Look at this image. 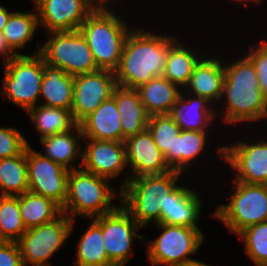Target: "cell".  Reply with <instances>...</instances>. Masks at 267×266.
I'll return each instance as SVG.
<instances>
[{"label":"cell","instance_id":"1","mask_svg":"<svg viewBox=\"0 0 267 266\" xmlns=\"http://www.w3.org/2000/svg\"><path fill=\"white\" fill-rule=\"evenodd\" d=\"M127 36L118 69L116 84L137 89L152 78L162 76L168 57V43L174 38L142 28L131 29Z\"/></svg>","mask_w":267,"mask_h":266},{"label":"cell","instance_id":"2","mask_svg":"<svg viewBox=\"0 0 267 266\" xmlns=\"http://www.w3.org/2000/svg\"><path fill=\"white\" fill-rule=\"evenodd\" d=\"M224 66L221 100L225 101L224 122L236 124L258 122L266 119L267 99L259 86L253 63L246 57ZM225 98V99H224Z\"/></svg>","mask_w":267,"mask_h":266},{"label":"cell","instance_id":"3","mask_svg":"<svg viewBox=\"0 0 267 266\" xmlns=\"http://www.w3.org/2000/svg\"><path fill=\"white\" fill-rule=\"evenodd\" d=\"M127 22L112 10L94 9L79 28L92 50L98 69L115 72L125 40L131 32Z\"/></svg>","mask_w":267,"mask_h":266},{"label":"cell","instance_id":"4","mask_svg":"<svg viewBox=\"0 0 267 266\" xmlns=\"http://www.w3.org/2000/svg\"><path fill=\"white\" fill-rule=\"evenodd\" d=\"M181 172L171 170L164 174L142 175L131 178L120 190L123 207L143 228L151 221L160 223L159 198L171 194L179 185Z\"/></svg>","mask_w":267,"mask_h":266},{"label":"cell","instance_id":"5","mask_svg":"<svg viewBox=\"0 0 267 266\" xmlns=\"http://www.w3.org/2000/svg\"><path fill=\"white\" fill-rule=\"evenodd\" d=\"M109 179L87 172L82 168L69 171L67 197L62 207L71 220L74 216L88 219L114 211L118 206L111 202L116 196Z\"/></svg>","mask_w":267,"mask_h":266},{"label":"cell","instance_id":"6","mask_svg":"<svg viewBox=\"0 0 267 266\" xmlns=\"http://www.w3.org/2000/svg\"><path fill=\"white\" fill-rule=\"evenodd\" d=\"M233 184L235 190L231 189L230 202L217 206L212 216L238 235L249 226L267 221V185L239 181Z\"/></svg>","mask_w":267,"mask_h":266},{"label":"cell","instance_id":"7","mask_svg":"<svg viewBox=\"0 0 267 266\" xmlns=\"http://www.w3.org/2000/svg\"><path fill=\"white\" fill-rule=\"evenodd\" d=\"M1 95L9 98L26 112L36 106L40 98L44 76V59L36 51L32 55H17L4 65Z\"/></svg>","mask_w":267,"mask_h":266},{"label":"cell","instance_id":"8","mask_svg":"<svg viewBox=\"0 0 267 266\" xmlns=\"http://www.w3.org/2000/svg\"><path fill=\"white\" fill-rule=\"evenodd\" d=\"M49 34V40L42 47L38 45V53L44 62L61 68L71 76L99 70L92 50L79 30Z\"/></svg>","mask_w":267,"mask_h":266},{"label":"cell","instance_id":"9","mask_svg":"<svg viewBox=\"0 0 267 266\" xmlns=\"http://www.w3.org/2000/svg\"><path fill=\"white\" fill-rule=\"evenodd\" d=\"M162 234L156 240L148 241V257L152 266H184L196 259L189 255L196 254L204 240L199 228L178 225L156 224Z\"/></svg>","mask_w":267,"mask_h":266},{"label":"cell","instance_id":"10","mask_svg":"<svg viewBox=\"0 0 267 266\" xmlns=\"http://www.w3.org/2000/svg\"><path fill=\"white\" fill-rule=\"evenodd\" d=\"M65 213L55 220L29 228L17 241L23 266H51L48 259L73 233V222Z\"/></svg>","mask_w":267,"mask_h":266},{"label":"cell","instance_id":"11","mask_svg":"<svg viewBox=\"0 0 267 266\" xmlns=\"http://www.w3.org/2000/svg\"><path fill=\"white\" fill-rule=\"evenodd\" d=\"M102 229L103 243L108 259L115 266H125L129 262L132 243L143 236L138 234L142 227L123 207L119 206L112 212L92 218Z\"/></svg>","mask_w":267,"mask_h":266},{"label":"cell","instance_id":"12","mask_svg":"<svg viewBox=\"0 0 267 266\" xmlns=\"http://www.w3.org/2000/svg\"><path fill=\"white\" fill-rule=\"evenodd\" d=\"M26 163L29 191L51 198L63 207L69 170L36 152L29 144L26 147Z\"/></svg>","mask_w":267,"mask_h":266},{"label":"cell","instance_id":"13","mask_svg":"<svg viewBox=\"0 0 267 266\" xmlns=\"http://www.w3.org/2000/svg\"><path fill=\"white\" fill-rule=\"evenodd\" d=\"M217 149L219 158L235 170L233 181L267 185V141H239Z\"/></svg>","mask_w":267,"mask_h":266},{"label":"cell","instance_id":"14","mask_svg":"<svg viewBox=\"0 0 267 266\" xmlns=\"http://www.w3.org/2000/svg\"><path fill=\"white\" fill-rule=\"evenodd\" d=\"M116 86L115 72L109 70L99 69L74 76L73 102L70 109L74 121L79 124L94 112L112 96Z\"/></svg>","mask_w":267,"mask_h":266},{"label":"cell","instance_id":"15","mask_svg":"<svg viewBox=\"0 0 267 266\" xmlns=\"http://www.w3.org/2000/svg\"><path fill=\"white\" fill-rule=\"evenodd\" d=\"M39 25L50 32L79 30L94 8L86 0H33Z\"/></svg>","mask_w":267,"mask_h":266},{"label":"cell","instance_id":"16","mask_svg":"<svg viewBox=\"0 0 267 266\" xmlns=\"http://www.w3.org/2000/svg\"><path fill=\"white\" fill-rule=\"evenodd\" d=\"M123 143L127 165H130L129 168L133 169L131 170L133 173L125 178L126 180L124 179L119 191L131 178L142 175L164 174L171 171L148 129L126 138Z\"/></svg>","mask_w":267,"mask_h":266},{"label":"cell","instance_id":"17","mask_svg":"<svg viewBox=\"0 0 267 266\" xmlns=\"http://www.w3.org/2000/svg\"><path fill=\"white\" fill-rule=\"evenodd\" d=\"M86 142V148L82 149L83 170L110 180L128 167L123 142L95 139Z\"/></svg>","mask_w":267,"mask_h":266},{"label":"cell","instance_id":"18","mask_svg":"<svg viewBox=\"0 0 267 266\" xmlns=\"http://www.w3.org/2000/svg\"><path fill=\"white\" fill-rule=\"evenodd\" d=\"M201 203L194 190L179 185L171 194L159 198L160 223L199 228L196 222L202 213Z\"/></svg>","mask_w":267,"mask_h":266},{"label":"cell","instance_id":"19","mask_svg":"<svg viewBox=\"0 0 267 266\" xmlns=\"http://www.w3.org/2000/svg\"><path fill=\"white\" fill-rule=\"evenodd\" d=\"M84 139L122 142L121 118L111 96L79 123Z\"/></svg>","mask_w":267,"mask_h":266},{"label":"cell","instance_id":"20","mask_svg":"<svg viewBox=\"0 0 267 266\" xmlns=\"http://www.w3.org/2000/svg\"><path fill=\"white\" fill-rule=\"evenodd\" d=\"M202 57L194 67L188 84L184 87L191 92L189 95L200 96L209 102L221 99L225 70L219 58Z\"/></svg>","mask_w":267,"mask_h":266},{"label":"cell","instance_id":"21","mask_svg":"<svg viewBox=\"0 0 267 266\" xmlns=\"http://www.w3.org/2000/svg\"><path fill=\"white\" fill-rule=\"evenodd\" d=\"M183 95L181 92L169 115L181 130L207 131L218 110L210 108L212 103L203 97L191 95L184 98Z\"/></svg>","mask_w":267,"mask_h":266},{"label":"cell","instance_id":"22","mask_svg":"<svg viewBox=\"0 0 267 266\" xmlns=\"http://www.w3.org/2000/svg\"><path fill=\"white\" fill-rule=\"evenodd\" d=\"M112 97L117 104L121 118L122 142L147 129L150 115L142 104L136 89L117 85L113 90Z\"/></svg>","mask_w":267,"mask_h":266},{"label":"cell","instance_id":"23","mask_svg":"<svg viewBox=\"0 0 267 266\" xmlns=\"http://www.w3.org/2000/svg\"><path fill=\"white\" fill-rule=\"evenodd\" d=\"M72 131H75L77 134ZM79 137H81V139L83 138L82 130L80 125L76 124L69 131L41 138L40 143L45 151L43 156L51 159L53 162L61 165L69 171L81 168L83 150L78 142ZM78 155L81 158V164L77 163L78 168H76V165H73L72 162L79 157Z\"/></svg>","mask_w":267,"mask_h":266},{"label":"cell","instance_id":"24","mask_svg":"<svg viewBox=\"0 0 267 266\" xmlns=\"http://www.w3.org/2000/svg\"><path fill=\"white\" fill-rule=\"evenodd\" d=\"M73 87L74 76L44 62L40 97L44 98L45 102L40 105L70 110L73 102Z\"/></svg>","mask_w":267,"mask_h":266},{"label":"cell","instance_id":"25","mask_svg":"<svg viewBox=\"0 0 267 266\" xmlns=\"http://www.w3.org/2000/svg\"><path fill=\"white\" fill-rule=\"evenodd\" d=\"M207 133V131L181 130L174 139L173 152L164 155L169 168L181 173L188 170L193 164L192 161L206 150Z\"/></svg>","mask_w":267,"mask_h":266},{"label":"cell","instance_id":"26","mask_svg":"<svg viewBox=\"0 0 267 266\" xmlns=\"http://www.w3.org/2000/svg\"><path fill=\"white\" fill-rule=\"evenodd\" d=\"M136 90L147 113L152 116L169 114L182 89L164 76H158L142 84Z\"/></svg>","mask_w":267,"mask_h":266},{"label":"cell","instance_id":"27","mask_svg":"<svg viewBox=\"0 0 267 266\" xmlns=\"http://www.w3.org/2000/svg\"><path fill=\"white\" fill-rule=\"evenodd\" d=\"M177 41L174 37L168 43V57L162 76L184 90V87L190 80L194 67L204 56L196 55L195 51L188 50L182 43L180 44Z\"/></svg>","mask_w":267,"mask_h":266},{"label":"cell","instance_id":"28","mask_svg":"<svg viewBox=\"0 0 267 266\" xmlns=\"http://www.w3.org/2000/svg\"><path fill=\"white\" fill-rule=\"evenodd\" d=\"M19 205L26 229L51 222L62 214V207L54 200L31 191L19 195Z\"/></svg>","mask_w":267,"mask_h":266},{"label":"cell","instance_id":"29","mask_svg":"<svg viewBox=\"0 0 267 266\" xmlns=\"http://www.w3.org/2000/svg\"><path fill=\"white\" fill-rule=\"evenodd\" d=\"M29 191L26 148L10 158L0 159V196H18Z\"/></svg>","mask_w":267,"mask_h":266},{"label":"cell","instance_id":"30","mask_svg":"<svg viewBox=\"0 0 267 266\" xmlns=\"http://www.w3.org/2000/svg\"><path fill=\"white\" fill-rule=\"evenodd\" d=\"M30 119L39 132L40 139L54 134L71 130L77 123L74 121L69 109L35 106L27 111Z\"/></svg>","mask_w":267,"mask_h":266},{"label":"cell","instance_id":"31","mask_svg":"<svg viewBox=\"0 0 267 266\" xmlns=\"http://www.w3.org/2000/svg\"><path fill=\"white\" fill-rule=\"evenodd\" d=\"M74 266H115L107 256L101 227L93 220L81 236Z\"/></svg>","mask_w":267,"mask_h":266},{"label":"cell","instance_id":"32","mask_svg":"<svg viewBox=\"0 0 267 266\" xmlns=\"http://www.w3.org/2000/svg\"><path fill=\"white\" fill-rule=\"evenodd\" d=\"M38 26L39 21L36 12L14 11L11 13L2 33L9 47L17 55H21L18 50L24 48L33 39Z\"/></svg>","mask_w":267,"mask_h":266},{"label":"cell","instance_id":"33","mask_svg":"<svg viewBox=\"0 0 267 266\" xmlns=\"http://www.w3.org/2000/svg\"><path fill=\"white\" fill-rule=\"evenodd\" d=\"M26 230L20 215L19 195L0 196V241L17 242Z\"/></svg>","mask_w":267,"mask_h":266},{"label":"cell","instance_id":"34","mask_svg":"<svg viewBox=\"0 0 267 266\" xmlns=\"http://www.w3.org/2000/svg\"><path fill=\"white\" fill-rule=\"evenodd\" d=\"M242 237L245 252L256 266H267V221L243 229Z\"/></svg>","mask_w":267,"mask_h":266},{"label":"cell","instance_id":"35","mask_svg":"<svg viewBox=\"0 0 267 266\" xmlns=\"http://www.w3.org/2000/svg\"><path fill=\"white\" fill-rule=\"evenodd\" d=\"M147 129L152 134L155 144L163 155L167 152H173L174 139L181 129L169 114L150 116Z\"/></svg>","mask_w":267,"mask_h":266},{"label":"cell","instance_id":"36","mask_svg":"<svg viewBox=\"0 0 267 266\" xmlns=\"http://www.w3.org/2000/svg\"><path fill=\"white\" fill-rule=\"evenodd\" d=\"M28 145L21 133L13 127H0V159L19 155Z\"/></svg>","mask_w":267,"mask_h":266},{"label":"cell","instance_id":"37","mask_svg":"<svg viewBox=\"0 0 267 266\" xmlns=\"http://www.w3.org/2000/svg\"><path fill=\"white\" fill-rule=\"evenodd\" d=\"M251 50L245 55L254 65L260 89L267 99V42L262 40L258 47L250 46Z\"/></svg>","mask_w":267,"mask_h":266},{"label":"cell","instance_id":"38","mask_svg":"<svg viewBox=\"0 0 267 266\" xmlns=\"http://www.w3.org/2000/svg\"><path fill=\"white\" fill-rule=\"evenodd\" d=\"M0 266H23L17 242L0 241Z\"/></svg>","mask_w":267,"mask_h":266},{"label":"cell","instance_id":"39","mask_svg":"<svg viewBox=\"0 0 267 266\" xmlns=\"http://www.w3.org/2000/svg\"><path fill=\"white\" fill-rule=\"evenodd\" d=\"M4 56V65L13 59L17 54L9 47L3 33L0 32V56Z\"/></svg>","mask_w":267,"mask_h":266},{"label":"cell","instance_id":"40","mask_svg":"<svg viewBox=\"0 0 267 266\" xmlns=\"http://www.w3.org/2000/svg\"><path fill=\"white\" fill-rule=\"evenodd\" d=\"M12 12H9L3 5H0V32L3 31V28L7 24V21Z\"/></svg>","mask_w":267,"mask_h":266},{"label":"cell","instance_id":"41","mask_svg":"<svg viewBox=\"0 0 267 266\" xmlns=\"http://www.w3.org/2000/svg\"><path fill=\"white\" fill-rule=\"evenodd\" d=\"M94 9H108L106 3H112L114 0H86ZM109 1V2H108ZM106 5V6H105Z\"/></svg>","mask_w":267,"mask_h":266},{"label":"cell","instance_id":"42","mask_svg":"<svg viewBox=\"0 0 267 266\" xmlns=\"http://www.w3.org/2000/svg\"><path fill=\"white\" fill-rule=\"evenodd\" d=\"M184 266H210V265H207L204 262L195 260V261L189 262L188 264H186Z\"/></svg>","mask_w":267,"mask_h":266},{"label":"cell","instance_id":"43","mask_svg":"<svg viewBox=\"0 0 267 266\" xmlns=\"http://www.w3.org/2000/svg\"><path fill=\"white\" fill-rule=\"evenodd\" d=\"M232 1H234V0H232ZM235 1H237V2L240 1V3H241V1L242 2H245V3L246 2H248V3H250V2H253V3H261L262 0H235Z\"/></svg>","mask_w":267,"mask_h":266}]
</instances>
